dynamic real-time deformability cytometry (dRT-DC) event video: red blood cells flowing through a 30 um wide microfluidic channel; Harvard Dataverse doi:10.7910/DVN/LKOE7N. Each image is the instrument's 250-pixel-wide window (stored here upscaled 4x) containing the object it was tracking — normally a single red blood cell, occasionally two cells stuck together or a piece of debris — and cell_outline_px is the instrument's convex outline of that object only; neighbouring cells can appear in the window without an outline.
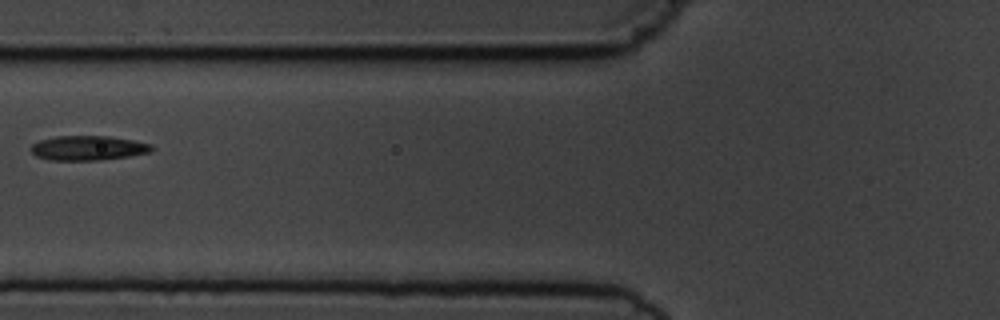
{"species": "common noctule bat (a hibernating species)", "species_latin": "Nyctalus noctula", "temperature_condition": "cold", "stored_images_in_passage": 3, "camera_frame_rate_fps": 3000, "um_per_image_px": 0.085, "animal": {"sex": "male", "body_mass_g": 19.5, "forearm_length_mm": 54.6}, "frame": {"image": 1, "passage_image": 2, "time_ms": 1.333, "image_size_px": [1000, 320], "cell_outline_px": [[152, 148], [148, 152], [128, 156], [100, 160], [48, 160], [36, 156], [28, 148], [32, 144], [40, 140], [56, 136], [108, 136], [132, 140], [152, 144]], "centroid_in_image_um": [7.42, 12.58], "position_along_channel_um": 118.4, "area_um2": 17.22}}
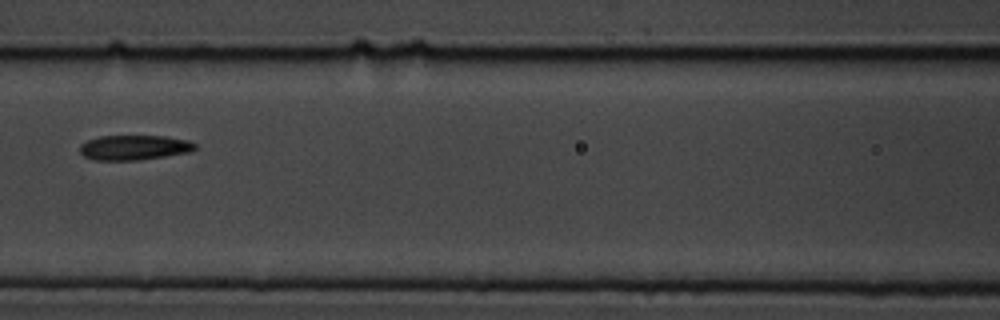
{"frame": {"image": 2, "passage_image": 3, "time_ms": 2.333, "image_size_px": [1000, 320], "cell_outline_px": [[196, 148], [192, 152], [140, 160], [92, 160], [84, 156], [80, 152], [80, 144], [88, 140], [100, 136], [164, 136], [188, 140], [196, 144]], "centroid_in_image_um": [11.42, 12.54], "position_along_channel_um": 155.2, "area_um2": 16.82}}